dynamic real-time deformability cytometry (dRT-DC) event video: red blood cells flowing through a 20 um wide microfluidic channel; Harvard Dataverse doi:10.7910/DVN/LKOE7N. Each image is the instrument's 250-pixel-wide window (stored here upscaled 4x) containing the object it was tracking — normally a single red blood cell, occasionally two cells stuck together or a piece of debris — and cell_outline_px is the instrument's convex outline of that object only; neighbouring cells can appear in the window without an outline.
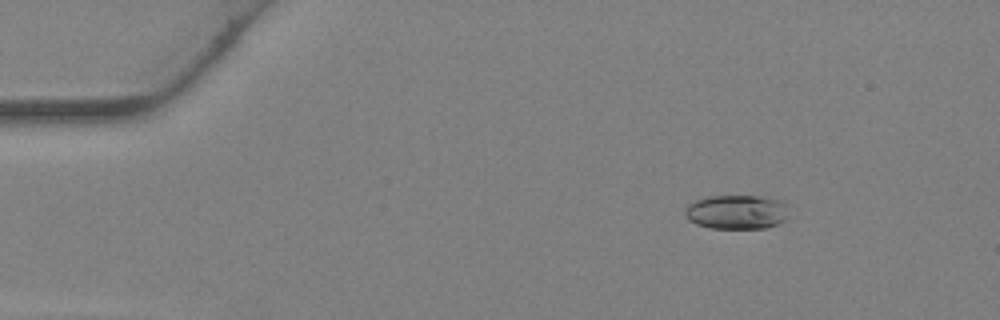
{"species": "Egyptian fruit bat (a non-hibernating species)", "species_latin": "Rousettus aegyptiacus", "temperature_condition": "warm", "stored_images_in_passage": 40, "camera_frame_rate_fps": 3000, "um_per_image_px": 0.085, "animal": {"sex": "female"}, "frame": {"image": 1, "passage_image": 6, "time_ms": 1.667, "image_size_px": [1000, 320], "cell_outline_px": [[788, 204], [784, 220], [776, 224], [764, 228], [708, 228], [696, 224], [688, 220], [684, 216], [684, 208], [688, 204], [696, 200], [708, 196], [756, 196], [784, 200]], "centroid_in_image_um": [62.57, 18.01], "position_along_channel_um": 22.4, "area_um2": 20.87}}
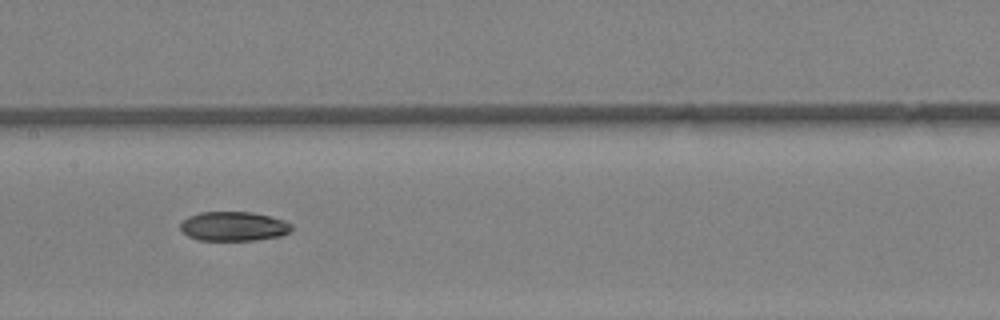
{"frame": {"image": 2, "passage_image": 20, "time_ms": 6.333, "image_size_px": [1000, 320], "cell_outline_px": [[292, 228], [288, 232], [280, 236], [256, 240], [200, 240], [188, 236], [180, 228], [180, 224], [188, 216], [200, 212], [252, 212], [284, 220], [292, 224]], "centroid_in_image_um": [19.85, 19.23], "position_along_channel_um": 187.5, "area_um2": 18.9}}
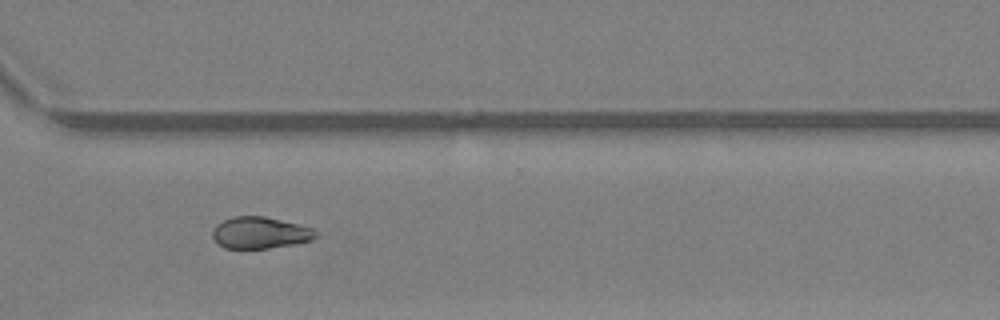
{"frame": {"image": 3, "passage_image": 29, "time_ms": 9.333, "image_size_px": [1000, 320], "cell_outline_px": [[316, 236], [312, 240], [292, 244], [268, 248], [224, 248], [212, 236], [212, 232], [216, 224], [232, 216], [264, 216], [300, 224], [312, 228], [316, 232]], "centroid_in_image_um": [22.1, 19.77], "position_along_channel_um": 348.5, "area_um2": 18.9}}